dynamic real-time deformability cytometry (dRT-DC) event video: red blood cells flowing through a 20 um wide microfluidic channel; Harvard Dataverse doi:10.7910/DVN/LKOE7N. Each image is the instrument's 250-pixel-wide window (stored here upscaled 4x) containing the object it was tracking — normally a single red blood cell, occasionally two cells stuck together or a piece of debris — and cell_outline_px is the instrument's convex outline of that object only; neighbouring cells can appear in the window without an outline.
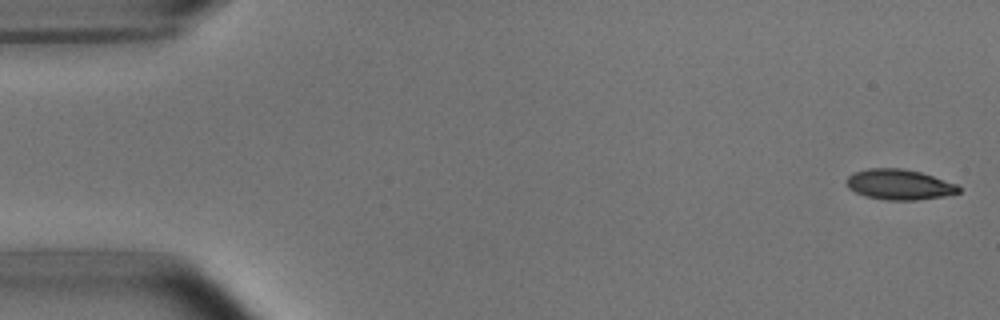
{"species": "common noctule bat (a hibernating species)", "species_latin": "Nyctalus noctula", "temperature_condition": "room temperature", "stored_images_in_passage": 52, "camera_frame_rate_fps": 3000, "um_per_image_px": 0.085, "animal": {"sex": "male", "body_mass_g": 15.6}, "frame": {"image": 1, "passage_image": 1, "time_ms": 0.0, "image_size_px": [1000, 320], "cell_outline_px": [[960, 192], [944, 196], [916, 200], [884, 200], [864, 196], [848, 188], [844, 184], [844, 180], [852, 172], [868, 168], [900, 168], [920, 172], [956, 184], [960, 188]], "centroid_in_image_um": [76.36, 15.68], "position_along_channel_um": 8.6, "area_um2": 20.0}}
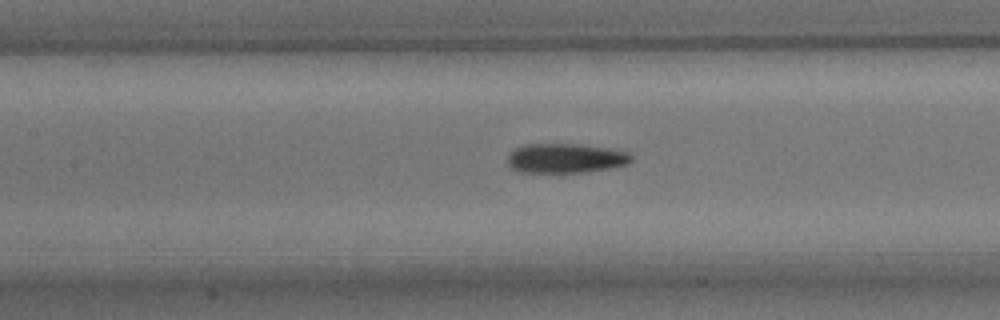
{"frame": {"image": 2, "passage_image": 23, "time_ms": 7.333, "image_size_px": [1000, 320], "cell_outline_px": [[632, 160], [628, 164], [608, 168], [584, 172], [516, 172], [508, 168], [508, 156], [516, 148], [524, 144], [576, 144], [604, 148], [628, 152], [632, 156]], "centroid_in_image_um": [48.02, 13.46], "position_along_channel_um": 159.4, "area_um2": 21.15}}
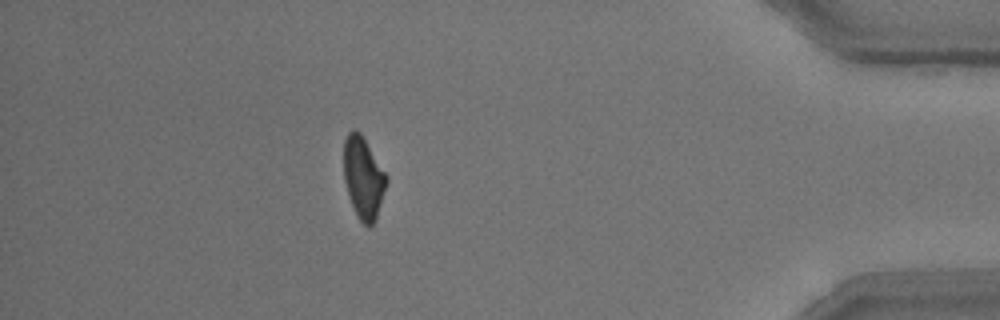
{"frame": {"image": 3, "passage_image": 46, "time_ms": 15.0, "image_size_px": [1000, 320], "cell_outline_px": [[388, 180], [376, 220], [372, 224], [364, 224], [356, 216], [344, 180], [344, 140], [348, 132], [352, 128], [356, 128], [360, 132], [388, 176]], "centroid_in_image_um": [30.89, 15.07], "position_along_channel_um": 404.3, "area_um2": 20.29}, "authors_computed_cell_mechanics": {"area_um2": 20.9236, "velocity_mm_per_s": 3.8019, "shape_relaxation_time_tau1_ms": 3.7657, "shape_relaxation_time_tau2_ms": 3.1212, "deformation_change_tau1": 0.1266, "deformation_change_tau2": 0.0984}}